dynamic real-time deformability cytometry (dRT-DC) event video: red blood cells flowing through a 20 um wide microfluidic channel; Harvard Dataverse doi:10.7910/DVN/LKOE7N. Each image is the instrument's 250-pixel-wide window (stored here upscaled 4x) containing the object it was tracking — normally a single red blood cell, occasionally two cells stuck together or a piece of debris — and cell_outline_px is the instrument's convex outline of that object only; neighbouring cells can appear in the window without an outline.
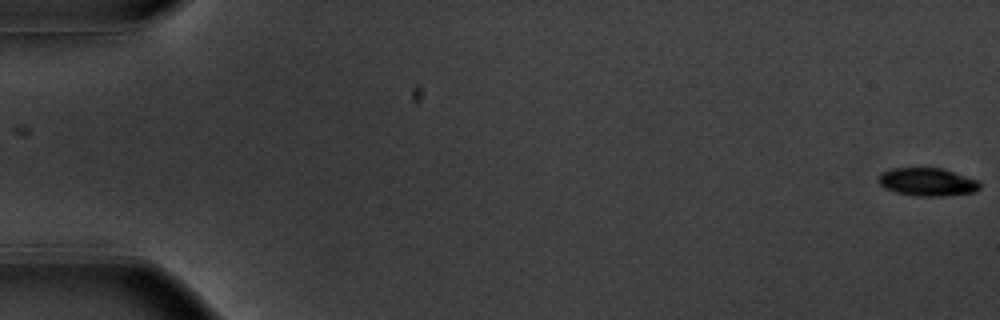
{"species": "common noctule bat (a hibernating species)", "species_latin": "Nyctalus noctula", "temperature_condition": "warm", "stored_images_in_passage": 56, "camera_frame_rate_fps": 3000, "um_per_image_px": 0.085, "animal": {"sex": "male", "body_mass_g": 20.1, "forearm_length_mm": 53.5}, "frame": {"image": 1, "passage_image": 1, "time_ms": 0.0, "image_size_px": [1000, 320], "cell_outline_px": [[980, 188], [976, 192], [944, 196], [916, 196], [896, 192], [884, 188], [876, 180], [880, 172], [892, 168], [940, 168], [976, 180], [980, 184]], "centroid_in_image_um": [78.77, 15.47], "position_along_channel_um": 6.2, "area_um2": 16.53}}
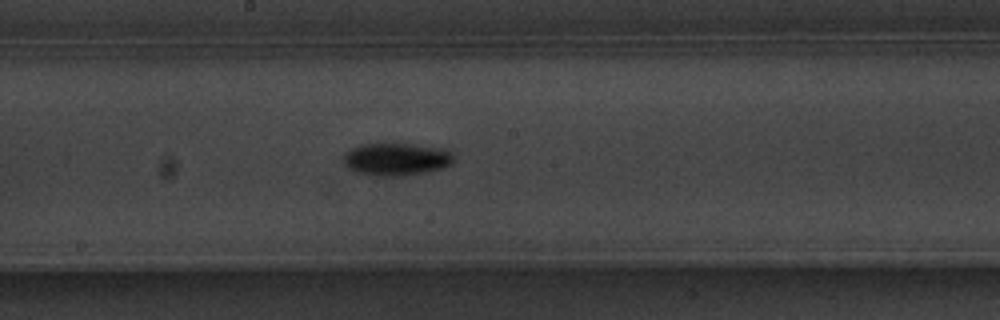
{"frame": {"image": 2, "passage_image": 31, "time_ms": 10.0, "image_size_px": [1000, 320], "cell_outline_px": [[456, 160], [452, 164], [444, 168], [404, 176], [368, 176], [356, 172], [348, 168], [344, 160], [344, 156], [352, 148], [360, 144], [412, 144], [440, 148], [452, 152]], "centroid_in_image_um": [33.72, 13.55], "position_along_channel_um": 214.5, "area_um2": 21.04}}
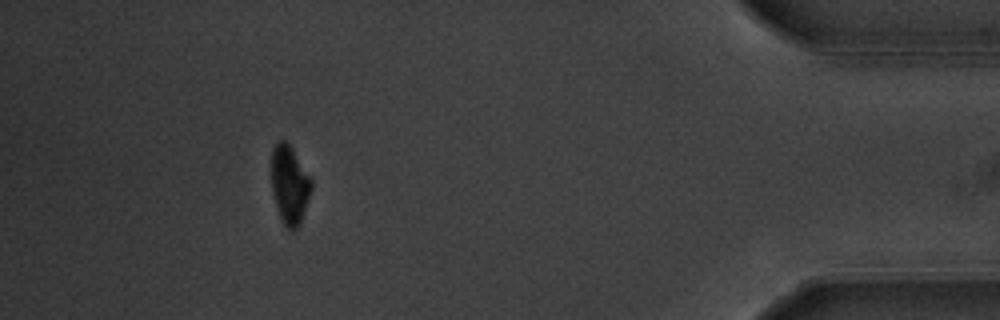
{"frame": {"image": 3, "passage_image": 51, "time_ms": 16.667, "image_size_px": [1000, 320], "cell_outline_px": [[312, 188], [300, 224], [292, 232], [280, 220], [272, 192], [272, 148], [280, 140], [284, 140], [292, 148], [312, 180]], "centroid_in_image_um": [24.61, 15.73], "position_along_channel_um": 410.6, "area_um2": 18.15}, "authors_computed_cell_mechanics": {"area_um2": 18.8139, "velocity_mm_per_s": 3.7354, "shape_relaxation_time_tau1_ms": 2.3088, "shape_relaxation_time_tau2_ms": null, "deformation_change_tau1": 0.1599, "deformation_change_tau2": null}}